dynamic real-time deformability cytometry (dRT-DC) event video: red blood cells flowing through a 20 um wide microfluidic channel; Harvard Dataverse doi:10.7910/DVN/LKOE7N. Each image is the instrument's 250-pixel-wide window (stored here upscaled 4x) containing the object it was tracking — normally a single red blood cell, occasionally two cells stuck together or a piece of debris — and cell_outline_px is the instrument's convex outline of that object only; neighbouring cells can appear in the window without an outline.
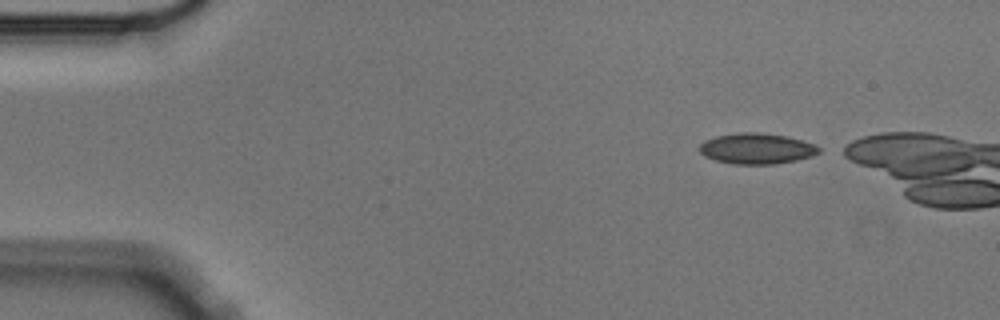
{"species": "Egyptian fruit bat (a non-hibernating species)", "species_latin": "Rousettus aegyptiacus", "temperature_condition": "cold", "stored_images_in_passage": 4, "camera_frame_rate_fps": 3000, "um_per_image_px": 0.085, "animal": {"sex": "male"}, "frame": {"image": 1, "passage_image": 1, "time_ms": 0.0, "image_size_px": [1000, 320], "cell_outline_px": [[820, 152], [812, 156], [796, 160], [772, 164], [736, 164], [716, 160], [704, 156], [700, 152], [700, 144], [704, 140], [716, 136], [736, 132], [760, 132], [788, 136], [816, 144], [820, 148]], "centroid_in_image_um": [64.33, 12.61], "position_along_channel_um": 20.7, "area_um2": 21.5}}